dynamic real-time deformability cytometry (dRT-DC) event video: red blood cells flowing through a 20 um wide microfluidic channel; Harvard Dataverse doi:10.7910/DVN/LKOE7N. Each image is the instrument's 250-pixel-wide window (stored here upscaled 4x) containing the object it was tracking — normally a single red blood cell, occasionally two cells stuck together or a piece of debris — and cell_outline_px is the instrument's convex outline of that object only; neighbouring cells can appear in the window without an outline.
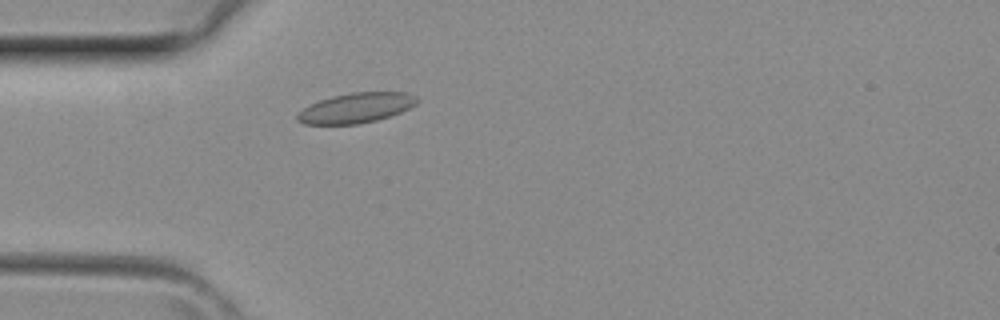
{"species": "common noctule bat (a hibernating species)", "species_latin": "Nyctalus noctula", "temperature_condition": "room temperature", "stored_images_in_passage": 1, "camera_frame_rate_fps": 3000, "um_per_image_px": 0.085, "animal": {"sex": "female", "body_mass_g": 29.2, "forearm_length_mm": 56.3}, "frame": {"image": 1, "passage_image": 1, "time_ms": 0.0, "image_size_px": [1000, 320], "cell_outline_px": [[420, 100], [416, 104], [400, 112], [376, 120], [356, 124], [304, 124], [296, 120], [296, 112], [308, 104], [332, 96], [352, 92], [408, 92], [416, 96]], "centroid_in_image_um": [30.23, 9.16], "position_along_channel_um": 54.8, "area_um2": 21.04}}